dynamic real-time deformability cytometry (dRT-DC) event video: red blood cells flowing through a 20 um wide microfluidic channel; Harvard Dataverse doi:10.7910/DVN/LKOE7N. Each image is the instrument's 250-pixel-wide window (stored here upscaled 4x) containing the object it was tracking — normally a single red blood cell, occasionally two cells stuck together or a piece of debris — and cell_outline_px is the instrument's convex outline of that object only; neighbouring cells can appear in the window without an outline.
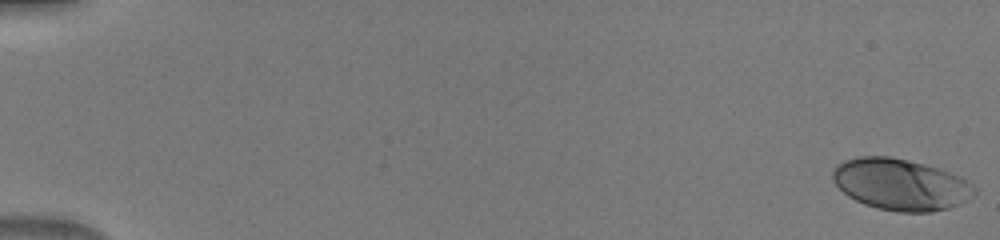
{"species": "human", "species_latin": "Homo sapiens", "temperature_condition": "warm", "stored_images_in_passage": 51, "camera_frame_rate_fps": 3000, "um_per_image_px": 0.085, "donor": {"sex": "male"}, "frame": {"image": 1, "passage_image": 1, "time_ms": 0.0, "image_size_px": [1000, 240], "cell_outline_px": [[976, 192], [972, 196], [960, 204], [948, 208], [932, 212], [896, 212], [876, 208], [864, 204], [848, 196], [832, 180], [832, 172], [836, 164], [844, 160], [860, 156], [888, 156], [908, 160], [940, 168], [960, 176], [972, 184], [976, 188]], "centroid_in_image_um": [76.55, 15.68], "position_along_channel_um": 8.4, "area_um2": 42.66}}
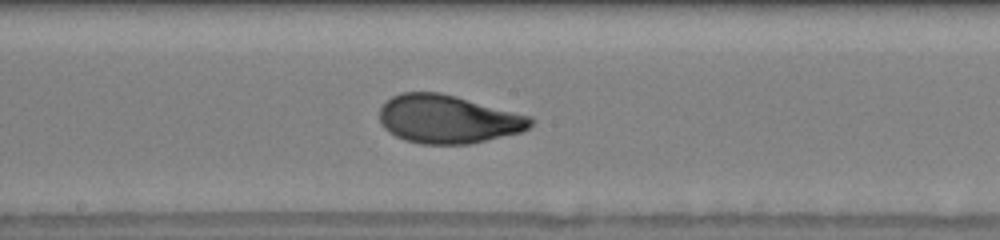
{"frame": {"image": 2, "passage_image": 29, "time_ms": 9.333, "image_size_px": [1000, 240], "cell_outline_px": [[532, 124], [528, 128], [520, 132], [468, 144], [420, 144], [404, 140], [388, 132], [380, 124], [380, 108], [392, 96], [400, 92], [440, 92], [456, 96], [532, 116]], "centroid_in_image_um": [38.05, 10.12], "position_along_channel_um": 210.2, "area_um2": 42.54}}
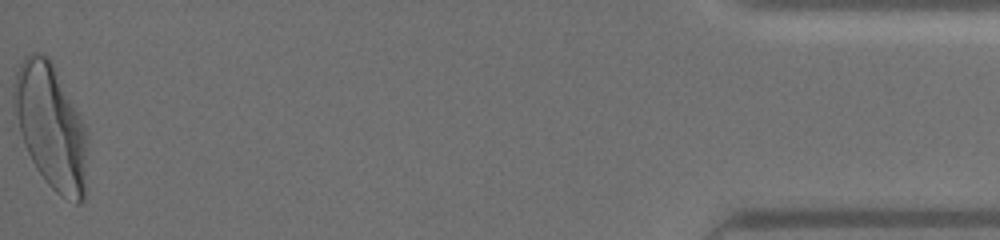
{"frame": {"image": 3, "passage_image": 51, "time_ms": 16.667, "image_size_px": [1000, 240], "cell_outline_px": [[88, 140], [84, 200], [80, 204], [76, 204], [60, 196], [48, 184], [36, 168], [24, 144], [20, 132], [12, 104], [12, 92], [16, 72], [24, 56], [32, 52], [40, 52], [48, 56], [80, 112], [84, 124]], "centroid_in_image_um": [4.34, 10.74], "position_along_channel_um": 430.9, "area_um2": 53.87}}